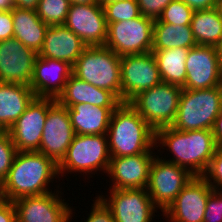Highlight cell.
<instances>
[{
  "instance_id": "obj_21",
  "label": "cell",
  "mask_w": 222,
  "mask_h": 222,
  "mask_svg": "<svg viewBox=\"0 0 222 222\" xmlns=\"http://www.w3.org/2000/svg\"><path fill=\"white\" fill-rule=\"evenodd\" d=\"M87 46L64 24L51 25L45 33L38 56L68 62L74 65Z\"/></svg>"
},
{
  "instance_id": "obj_12",
  "label": "cell",
  "mask_w": 222,
  "mask_h": 222,
  "mask_svg": "<svg viewBox=\"0 0 222 222\" xmlns=\"http://www.w3.org/2000/svg\"><path fill=\"white\" fill-rule=\"evenodd\" d=\"M56 102L50 97H34L25 112L7 131L17 152L38 151L48 109Z\"/></svg>"
},
{
  "instance_id": "obj_45",
  "label": "cell",
  "mask_w": 222,
  "mask_h": 222,
  "mask_svg": "<svg viewBox=\"0 0 222 222\" xmlns=\"http://www.w3.org/2000/svg\"><path fill=\"white\" fill-rule=\"evenodd\" d=\"M110 1H117V0H98L99 4L103 5L107 2H110Z\"/></svg>"
},
{
  "instance_id": "obj_18",
  "label": "cell",
  "mask_w": 222,
  "mask_h": 222,
  "mask_svg": "<svg viewBox=\"0 0 222 222\" xmlns=\"http://www.w3.org/2000/svg\"><path fill=\"white\" fill-rule=\"evenodd\" d=\"M37 55L14 37L0 41V82L30 85Z\"/></svg>"
},
{
  "instance_id": "obj_33",
  "label": "cell",
  "mask_w": 222,
  "mask_h": 222,
  "mask_svg": "<svg viewBox=\"0 0 222 222\" xmlns=\"http://www.w3.org/2000/svg\"><path fill=\"white\" fill-rule=\"evenodd\" d=\"M202 177L213 189H222V144L217 146Z\"/></svg>"
},
{
  "instance_id": "obj_42",
  "label": "cell",
  "mask_w": 222,
  "mask_h": 222,
  "mask_svg": "<svg viewBox=\"0 0 222 222\" xmlns=\"http://www.w3.org/2000/svg\"><path fill=\"white\" fill-rule=\"evenodd\" d=\"M14 8V0H0V11H12Z\"/></svg>"
},
{
  "instance_id": "obj_27",
  "label": "cell",
  "mask_w": 222,
  "mask_h": 222,
  "mask_svg": "<svg viewBox=\"0 0 222 222\" xmlns=\"http://www.w3.org/2000/svg\"><path fill=\"white\" fill-rule=\"evenodd\" d=\"M157 61L162 82L183 87L186 81V58L189 48L151 50Z\"/></svg>"
},
{
  "instance_id": "obj_32",
  "label": "cell",
  "mask_w": 222,
  "mask_h": 222,
  "mask_svg": "<svg viewBox=\"0 0 222 222\" xmlns=\"http://www.w3.org/2000/svg\"><path fill=\"white\" fill-rule=\"evenodd\" d=\"M16 153L17 149L13 144L9 133L6 131L0 137V184L6 178L13 164Z\"/></svg>"
},
{
  "instance_id": "obj_23",
  "label": "cell",
  "mask_w": 222,
  "mask_h": 222,
  "mask_svg": "<svg viewBox=\"0 0 222 222\" xmlns=\"http://www.w3.org/2000/svg\"><path fill=\"white\" fill-rule=\"evenodd\" d=\"M116 108L92 106L88 103L74 104L67 107L70 122L75 134H107L112 112Z\"/></svg>"
},
{
  "instance_id": "obj_8",
  "label": "cell",
  "mask_w": 222,
  "mask_h": 222,
  "mask_svg": "<svg viewBox=\"0 0 222 222\" xmlns=\"http://www.w3.org/2000/svg\"><path fill=\"white\" fill-rule=\"evenodd\" d=\"M154 19L141 15L140 17L107 23L105 47L118 56L143 54L153 47Z\"/></svg>"
},
{
  "instance_id": "obj_35",
  "label": "cell",
  "mask_w": 222,
  "mask_h": 222,
  "mask_svg": "<svg viewBox=\"0 0 222 222\" xmlns=\"http://www.w3.org/2000/svg\"><path fill=\"white\" fill-rule=\"evenodd\" d=\"M93 202L91 212L87 214L85 222H115L111 210L98 196Z\"/></svg>"
},
{
  "instance_id": "obj_34",
  "label": "cell",
  "mask_w": 222,
  "mask_h": 222,
  "mask_svg": "<svg viewBox=\"0 0 222 222\" xmlns=\"http://www.w3.org/2000/svg\"><path fill=\"white\" fill-rule=\"evenodd\" d=\"M203 222H222V189H212L206 202Z\"/></svg>"
},
{
  "instance_id": "obj_41",
  "label": "cell",
  "mask_w": 222,
  "mask_h": 222,
  "mask_svg": "<svg viewBox=\"0 0 222 222\" xmlns=\"http://www.w3.org/2000/svg\"><path fill=\"white\" fill-rule=\"evenodd\" d=\"M213 135L215 138V141L218 145L222 144V111L216 118L214 127H213Z\"/></svg>"
},
{
  "instance_id": "obj_24",
  "label": "cell",
  "mask_w": 222,
  "mask_h": 222,
  "mask_svg": "<svg viewBox=\"0 0 222 222\" xmlns=\"http://www.w3.org/2000/svg\"><path fill=\"white\" fill-rule=\"evenodd\" d=\"M34 97L29 85L0 82V125L8 131Z\"/></svg>"
},
{
  "instance_id": "obj_16",
  "label": "cell",
  "mask_w": 222,
  "mask_h": 222,
  "mask_svg": "<svg viewBox=\"0 0 222 222\" xmlns=\"http://www.w3.org/2000/svg\"><path fill=\"white\" fill-rule=\"evenodd\" d=\"M212 189L202 176H194L161 215L167 222H203Z\"/></svg>"
},
{
  "instance_id": "obj_28",
  "label": "cell",
  "mask_w": 222,
  "mask_h": 222,
  "mask_svg": "<svg viewBox=\"0 0 222 222\" xmlns=\"http://www.w3.org/2000/svg\"><path fill=\"white\" fill-rule=\"evenodd\" d=\"M152 50L193 48L197 45L190 25H173L158 19L153 24Z\"/></svg>"
},
{
  "instance_id": "obj_30",
  "label": "cell",
  "mask_w": 222,
  "mask_h": 222,
  "mask_svg": "<svg viewBox=\"0 0 222 222\" xmlns=\"http://www.w3.org/2000/svg\"><path fill=\"white\" fill-rule=\"evenodd\" d=\"M102 6L107 23L127 21L141 16L137 0L110 1Z\"/></svg>"
},
{
  "instance_id": "obj_11",
  "label": "cell",
  "mask_w": 222,
  "mask_h": 222,
  "mask_svg": "<svg viewBox=\"0 0 222 222\" xmlns=\"http://www.w3.org/2000/svg\"><path fill=\"white\" fill-rule=\"evenodd\" d=\"M108 190L109 195L97 196L111 210L115 222H152L155 218L158 208L146 188Z\"/></svg>"
},
{
  "instance_id": "obj_22",
  "label": "cell",
  "mask_w": 222,
  "mask_h": 222,
  "mask_svg": "<svg viewBox=\"0 0 222 222\" xmlns=\"http://www.w3.org/2000/svg\"><path fill=\"white\" fill-rule=\"evenodd\" d=\"M56 101L64 107L88 103L92 106L117 108L122 102L110 91L93 86L73 74Z\"/></svg>"
},
{
  "instance_id": "obj_13",
  "label": "cell",
  "mask_w": 222,
  "mask_h": 222,
  "mask_svg": "<svg viewBox=\"0 0 222 222\" xmlns=\"http://www.w3.org/2000/svg\"><path fill=\"white\" fill-rule=\"evenodd\" d=\"M122 102L162 82L152 51L125 55L120 60Z\"/></svg>"
},
{
  "instance_id": "obj_43",
  "label": "cell",
  "mask_w": 222,
  "mask_h": 222,
  "mask_svg": "<svg viewBox=\"0 0 222 222\" xmlns=\"http://www.w3.org/2000/svg\"><path fill=\"white\" fill-rule=\"evenodd\" d=\"M71 4H84V5H92L99 4L98 0H69Z\"/></svg>"
},
{
  "instance_id": "obj_10",
  "label": "cell",
  "mask_w": 222,
  "mask_h": 222,
  "mask_svg": "<svg viewBox=\"0 0 222 222\" xmlns=\"http://www.w3.org/2000/svg\"><path fill=\"white\" fill-rule=\"evenodd\" d=\"M55 191L38 196H25L13 201L17 222H71L73 206H70L61 195L59 185ZM58 188V189H57ZM56 192V193H55ZM60 193V194H59ZM63 198V199H62ZM69 205V206H68ZM72 207V208H71Z\"/></svg>"
},
{
  "instance_id": "obj_3",
  "label": "cell",
  "mask_w": 222,
  "mask_h": 222,
  "mask_svg": "<svg viewBox=\"0 0 222 222\" xmlns=\"http://www.w3.org/2000/svg\"><path fill=\"white\" fill-rule=\"evenodd\" d=\"M107 138L110 157L133 156L157 150L155 130L128 102H122L112 112Z\"/></svg>"
},
{
  "instance_id": "obj_20",
  "label": "cell",
  "mask_w": 222,
  "mask_h": 222,
  "mask_svg": "<svg viewBox=\"0 0 222 222\" xmlns=\"http://www.w3.org/2000/svg\"><path fill=\"white\" fill-rule=\"evenodd\" d=\"M73 68L66 61L43 58L37 55L30 87L35 97L57 99L72 75Z\"/></svg>"
},
{
  "instance_id": "obj_19",
  "label": "cell",
  "mask_w": 222,
  "mask_h": 222,
  "mask_svg": "<svg viewBox=\"0 0 222 222\" xmlns=\"http://www.w3.org/2000/svg\"><path fill=\"white\" fill-rule=\"evenodd\" d=\"M156 152H145L133 156L111 157L107 177L111 180L108 189L146 188L151 163Z\"/></svg>"
},
{
  "instance_id": "obj_7",
  "label": "cell",
  "mask_w": 222,
  "mask_h": 222,
  "mask_svg": "<svg viewBox=\"0 0 222 222\" xmlns=\"http://www.w3.org/2000/svg\"><path fill=\"white\" fill-rule=\"evenodd\" d=\"M183 88L161 82L133 97L128 103L156 131L173 124Z\"/></svg>"
},
{
  "instance_id": "obj_36",
  "label": "cell",
  "mask_w": 222,
  "mask_h": 222,
  "mask_svg": "<svg viewBox=\"0 0 222 222\" xmlns=\"http://www.w3.org/2000/svg\"><path fill=\"white\" fill-rule=\"evenodd\" d=\"M173 0H137L140 13L152 19H158L164 8Z\"/></svg>"
},
{
  "instance_id": "obj_6",
  "label": "cell",
  "mask_w": 222,
  "mask_h": 222,
  "mask_svg": "<svg viewBox=\"0 0 222 222\" xmlns=\"http://www.w3.org/2000/svg\"><path fill=\"white\" fill-rule=\"evenodd\" d=\"M121 57L105 46L86 47L72 66V74L112 92L122 102Z\"/></svg>"
},
{
  "instance_id": "obj_14",
  "label": "cell",
  "mask_w": 222,
  "mask_h": 222,
  "mask_svg": "<svg viewBox=\"0 0 222 222\" xmlns=\"http://www.w3.org/2000/svg\"><path fill=\"white\" fill-rule=\"evenodd\" d=\"M186 81L183 89H208L222 85V67L217 47L196 45L186 58Z\"/></svg>"
},
{
  "instance_id": "obj_2",
  "label": "cell",
  "mask_w": 222,
  "mask_h": 222,
  "mask_svg": "<svg viewBox=\"0 0 222 222\" xmlns=\"http://www.w3.org/2000/svg\"><path fill=\"white\" fill-rule=\"evenodd\" d=\"M218 144L213 130L182 131L175 128L163 127L155 131V148L158 154L167 150L173 154L171 159L166 156L161 159L175 163L187 169L194 176H202L214 156Z\"/></svg>"
},
{
  "instance_id": "obj_29",
  "label": "cell",
  "mask_w": 222,
  "mask_h": 222,
  "mask_svg": "<svg viewBox=\"0 0 222 222\" xmlns=\"http://www.w3.org/2000/svg\"><path fill=\"white\" fill-rule=\"evenodd\" d=\"M70 5L69 0H40L37 16L49 26L64 24Z\"/></svg>"
},
{
  "instance_id": "obj_37",
  "label": "cell",
  "mask_w": 222,
  "mask_h": 222,
  "mask_svg": "<svg viewBox=\"0 0 222 222\" xmlns=\"http://www.w3.org/2000/svg\"><path fill=\"white\" fill-rule=\"evenodd\" d=\"M14 24L12 11H0V41L13 38Z\"/></svg>"
},
{
  "instance_id": "obj_17",
  "label": "cell",
  "mask_w": 222,
  "mask_h": 222,
  "mask_svg": "<svg viewBox=\"0 0 222 222\" xmlns=\"http://www.w3.org/2000/svg\"><path fill=\"white\" fill-rule=\"evenodd\" d=\"M64 25L87 47L105 45L107 22L101 4H71Z\"/></svg>"
},
{
  "instance_id": "obj_39",
  "label": "cell",
  "mask_w": 222,
  "mask_h": 222,
  "mask_svg": "<svg viewBox=\"0 0 222 222\" xmlns=\"http://www.w3.org/2000/svg\"><path fill=\"white\" fill-rule=\"evenodd\" d=\"M193 11L212 9L218 6L216 0H182Z\"/></svg>"
},
{
  "instance_id": "obj_31",
  "label": "cell",
  "mask_w": 222,
  "mask_h": 222,
  "mask_svg": "<svg viewBox=\"0 0 222 222\" xmlns=\"http://www.w3.org/2000/svg\"><path fill=\"white\" fill-rule=\"evenodd\" d=\"M193 12L182 0H173L164 8L158 20L173 25H190Z\"/></svg>"
},
{
  "instance_id": "obj_9",
  "label": "cell",
  "mask_w": 222,
  "mask_h": 222,
  "mask_svg": "<svg viewBox=\"0 0 222 222\" xmlns=\"http://www.w3.org/2000/svg\"><path fill=\"white\" fill-rule=\"evenodd\" d=\"M159 156L156 155L151 163L146 190L153 204L163 213L194 175Z\"/></svg>"
},
{
  "instance_id": "obj_44",
  "label": "cell",
  "mask_w": 222,
  "mask_h": 222,
  "mask_svg": "<svg viewBox=\"0 0 222 222\" xmlns=\"http://www.w3.org/2000/svg\"><path fill=\"white\" fill-rule=\"evenodd\" d=\"M217 51H218V57L220 59V65L222 67V40L217 46Z\"/></svg>"
},
{
  "instance_id": "obj_26",
  "label": "cell",
  "mask_w": 222,
  "mask_h": 222,
  "mask_svg": "<svg viewBox=\"0 0 222 222\" xmlns=\"http://www.w3.org/2000/svg\"><path fill=\"white\" fill-rule=\"evenodd\" d=\"M190 26L197 45L217 47L222 40V13L218 6L194 11Z\"/></svg>"
},
{
  "instance_id": "obj_5",
  "label": "cell",
  "mask_w": 222,
  "mask_h": 222,
  "mask_svg": "<svg viewBox=\"0 0 222 222\" xmlns=\"http://www.w3.org/2000/svg\"><path fill=\"white\" fill-rule=\"evenodd\" d=\"M110 159L107 134H75L66 155L58 164L59 177L68 176L69 173L77 176L80 173L90 179L92 174L98 176L100 171L106 174Z\"/></svg>"
},
{
  "instance_id": "obj_15",
  "label": "cell",
  "mask_w": 222,
  "mask_h": 222,
  "mask_svg": "<svg viewBox=\"0 0 222 222\" xmlns=\"http://www.w3.org/2000/svg\"><path fill=\"white\" fill-rule=\"evenodd\" d=\"M75 132L70 122L67 107L57 101L48 109L41 143L37 152L51 158L57 165L66 155Z\"/></svg>"
},
{
  "instance_id": "obj_4",
  "label": "cell",
  "mask_w": 222,
  "mask_h": 222,
  "mask_svg": "<svg viewBox=\"0 0 222 222\" xmlns=\"http://www.w3.org/2000/svg\"><path fill=\"white\" fill-rule=\"evenodd\" d=\"M221 111L222 85L208 89H183L171 127L182 131L212 130Z\"/></svg>"
},
{
  "instance_id": "obj_25",
  "label": "cell",
  "mask_w": 222,
  "mask_h": 222,
  "mask_svg": "<svg viewBox=\"0 0 222 222\" xmlns=\"http://www.w3.org/2000/svg\"><path fill=\"white\" fill-rule=\"evenodd\" d=\"M12 18L14 24L13 37L38 54L43 46L49 25L37 16L36 11L17 7L12 10Z\"/></svg>"
},
{
  "instance_id": "obj_38",
  "label": "cell",
  "mask_w": 222,
  "mask_h": 222,
  "mask_svg": "<svg viewBox=\"0 0 222 222\" xmlns=\"http://www.w3.org/2000/svg\"><path fill=\"white\" fill-rule=\"evenodd\" d=\"M0 222H17L16 209L12 201L0 199Z\"/></svg>"
},
{
  "instance_id": "obj_40",
  "label": "cell",
  "mask_w": 222,
  "mask_h": 222,
  "mask_svg": "<svg viewBox=\"0 0 222 222\" xmlns=\"http://www.w3.org/2000/svg\"><path fill=\"white\" fill-rule=\"evenodd\" d=\"M40 0H14L15 7L36 11Z\"/></svg>"
},
{
  "instance_id": "obj_47",
  "label": "cell",
  "mask_w": 222,
  "mask_h": 222,
  "mask_svg": "<svg viewBox=\"0 0 222 222\" xmlns=\"http://www.w3.org/2000/svg\"><path fill=\"white\" fill-rule=\"evenodd\" d=\"M218 7H219V9H220V11H221V13H222V1H220V2L218 3Z\"/></svg>"
},
{
  "instance_id": "obj_1",
  "label": "cell",
  "mask_w": 222,
  "mask_h": 222,
  "mask_svg": "<svg viewBox=\"0 0 222 222\" xmlns=\"http://www.w3.org/2000/svg\"><path fill=\"white\" fill-rule=\"evenodd\" d=\"M55 179L60 182L58 165L51 158L37 151L17 152L0 184V199L13 202L25 196L47 194L52 192L49 185Z\"/></svg>"
},
{
  "instance_id": "obj_46",
  "label": "cell",
  "mask_w": 222,
  "mask_h": 222,
  "mask_svg": "<svg viewBox=\"0 0 222 222\" xmlns=\"http://www.w3.org/2000/svg\"><path fill=\"white\" fill-rule=\"evenodd\" d=\"M6 132V130L0 125V137Z\"/></svg>"
}]
</instances>
